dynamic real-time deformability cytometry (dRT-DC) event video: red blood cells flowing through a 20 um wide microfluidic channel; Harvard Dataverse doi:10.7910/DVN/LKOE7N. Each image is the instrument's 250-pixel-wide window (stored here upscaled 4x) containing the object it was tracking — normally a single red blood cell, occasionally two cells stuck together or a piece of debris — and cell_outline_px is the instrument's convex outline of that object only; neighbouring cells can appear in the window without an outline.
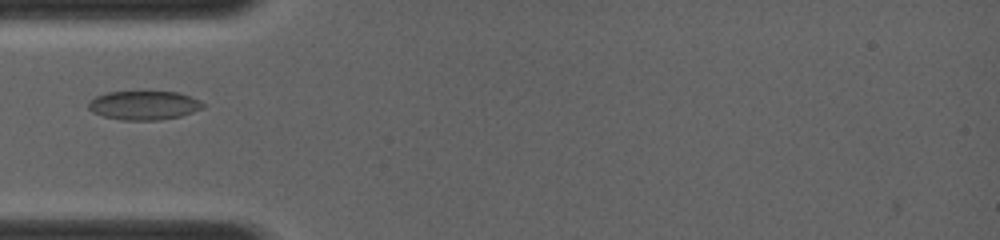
{"species": "common noctule bat (a hibernating species)", "species_latin": "Nyctalus noctula", "temperature_condition": "room temperature", "stored_images_in_passage": 33, "camera_frame_rate_fps": 4000, "um_per_image_px": 0.085, "animal": {"sex": "female", "body_mass_g": 19.0, "forearm_length_mm": 56.7}, "frame": {"image": 1, "passage_image": 6, "time_ms": 3.75, "image_size_px": [1000, 240], "cell_outline_px": [[204, 108], [180, 116], [160, 120], [120, 120], [104, 116], [92, 112], [88, 108], [88, 100], [96, 96], [108, 92], [176, 92], [200, 100], [204, 104]], "centroid_in_image_um": [12.21, 8.96], "position_along_channel_um": 72.8, "area_um2": 19.25}}
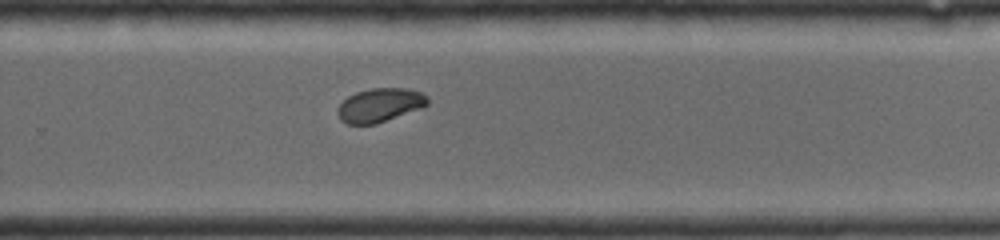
{"frame": {"image": 2, "passage_image": 18, "time_ms": 8.5, "image_size_px": [1000, 240], "cell_outline_px": [[428, 104], [424, 108], [376, 124], [348, 124], [340, 120], [336, 112], [336, 108], [348, 96], [356, 92], [372, 88], [408, 88], [424, 92], [428, 96]], "centroid_in_image_um": [32.32, 8.93], "position_along_channel_um": 297.5, "area_um2": 18.09}}
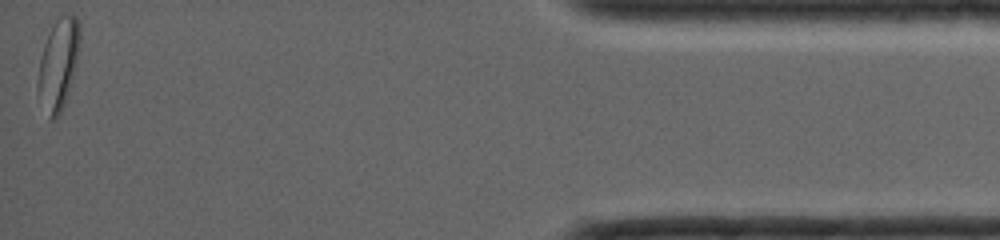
{"frame": {"image": 3, "passage_image": 33, "time_ms": 12.75, "image_size_px": [1000, 240], "cell_outline_px": [[80, 40], [76, 64], [68, 92], [64, 104], [60, 112], [56, 116], [52, 116], [36, 88], [36, 80], [40, 56], [44, 44], [52, 24], [60, 12], [72, 12], [76, 16], [80, 24]], "centroid_in_image_um": [4.98, 5.22], "position_along_channel_um": 430.2, "area_um2": 21.96}}